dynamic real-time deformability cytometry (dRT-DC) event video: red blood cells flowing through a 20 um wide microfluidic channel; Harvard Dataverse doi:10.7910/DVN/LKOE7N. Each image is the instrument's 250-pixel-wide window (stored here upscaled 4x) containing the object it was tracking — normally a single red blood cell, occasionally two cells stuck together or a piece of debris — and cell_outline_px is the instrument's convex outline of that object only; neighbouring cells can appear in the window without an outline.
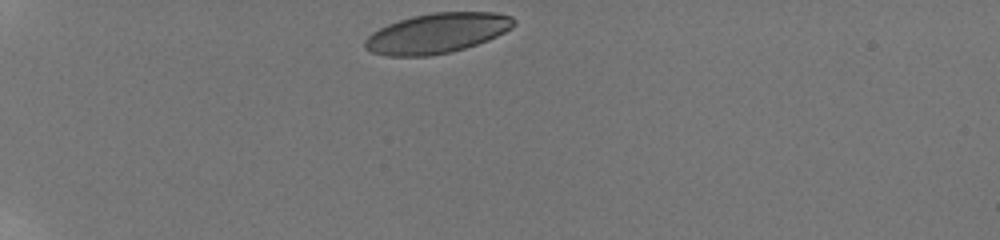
{"species": "human", "species_latin": "Homo sapiens", "temperature_condition": "room temperature", "stored_images_in_passage": 5, "camera_frame_rate_fps": 3000, "um_per_image_px": 0.085, "donor": {"sex": "male"}, "frame": {"image": 1, "passage_image": 1, "time_ms": 0.0, "image_size_px": [1000, 240], "cell_outline_px": [[516, 24], [512, 28], [488, 40], [452, 52], [428, 56], [384, 56], [372, 52], [364, 48], [364, 40], [372, 32], [388, 24], [412, 16], [432, 12], [496, 12], [512, 16], [516, 20]], "centroid_in_image_um": [37.15, 2.82], "position_along_channel_um": 47.8, "area_um2": 34.85}}